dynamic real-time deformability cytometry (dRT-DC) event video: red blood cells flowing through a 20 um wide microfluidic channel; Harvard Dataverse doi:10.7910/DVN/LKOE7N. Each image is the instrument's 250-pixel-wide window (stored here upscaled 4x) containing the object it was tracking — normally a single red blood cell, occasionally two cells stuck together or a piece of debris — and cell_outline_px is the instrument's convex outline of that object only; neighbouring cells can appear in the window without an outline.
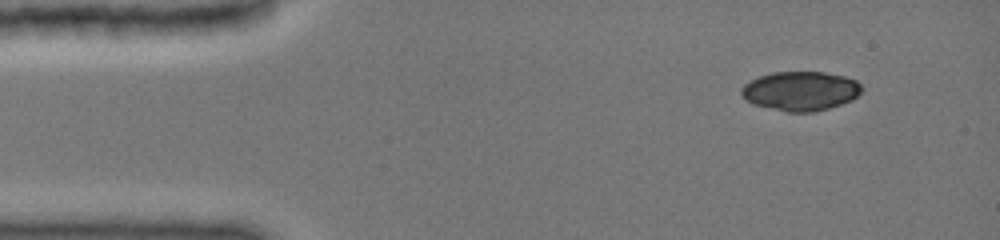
{"species": "common noctule bat (a hibernating species)", "species_latin": "Nyctalus noctula", "temperature_condition": "cold", "stored_images_in_passage": 5, "camera_frame_rate_fps": 3000, "um_per_image_px": 0.085, "animal": {"sex": "female", "body_mass_g": 19.0, "forearm_length_mm": 51.5}, "frame": {"image": 1, "passage_image": 1, "time_ms": 0.0, "image_size_px": [1000, 240], "cell_outline_px": [[860, 92], [852, 100], [828, 108], [812, 112], [788, 112], [752, 104], [744, 100], [740, 92], [740, 88], [744, 84], [760, 76], [776, 72], [824, 72], [844, 76], [856, 80], [860, 84]], "centroid_in_image_um": [68.01, 7.74], "position_along_channel_um": 17.0, "area_um2": 27.4}}
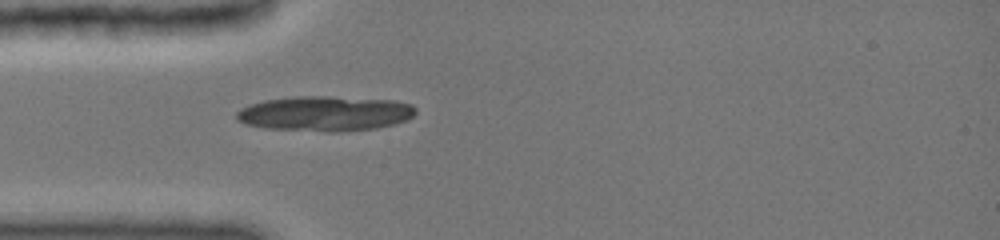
{"frame": {"image": 2, "passage_image": 5, "time_ms": 3.0, "image_size_px": [1000, 240], "cell_outline_px": [[416, 112], [412, 116], [404, 120], [392, 124], [376, 128], [340, 132], [328, 132], [264, 128], [248, 124], [236, 120], [236, 112], [252, 104], [264, 100], [300, 96], [324, 96], [392, 100], [408, 104], [416, 108]], "centroid_in_image_um": [27.61, 9.66], "position_along_channel_um": 57.4, "area_um2": 36.24}}